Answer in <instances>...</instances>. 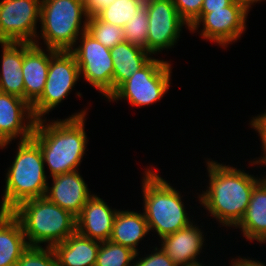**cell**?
<instances>
[{
    "mask_svg": "<svg viewBox=\"0 0 266 266\" xmlns=\"http://www.w3.org/2000/svg\"><path fill=\"white\" fill-rule=\"evenodd\" d=\"M238 257V258H237ZM234 260L239 266H266L265 263L260 262L259 260H254V258H245L237 256Z\"/></svg>",
    "mask_w": 266,
    "mask_h": 266,
    "instance_id": "836d02e7",
    "label": "cell"
},
{
    "mask_svg": "<svg viewBox=\"0 0 266 266\" xmlns=\"http://www.w3.org/2000/svg\"><path fill=\"white\" fill-rule=\"evenodd\" d=\"M251 125V128L253 127L255 131H257L258 136H260V140H261V146H262V151L264 152L262 155L260 156V158L258 157V159L254 158L252 160L251 166L254 165H262L266 164V110L265 112L261 113L260 115H257L255 117H253L249 123ZM255 160V161H254Z\"/></svg>",
    "mask_w": 266,
    "mask_h": 266,
    "instance_id": "4dcf8cb0",
    "label": "cell"
},
{
    "mask_svg": "<svg viewBox=\"0 0 266 266\" xmlns=\"http://www.w3.org/2000/svg\"><path fill=\"white\" fill-rule=\"evenodd\" d=\"M237 228L248 241L266 243V175L252 190L247 210Z\"/></svg>",
    "mask_w": 266,
    "mask_h": 266,
    "instance_id": "ac0fdd59",
    "label": "cell"
},
{
    "mask_svg": "<svg viewBox=\"0 0 266 266\" xmlns=\"http://www.w3.org/2000/svg\"><path fill=\"white\" fill-rule=\"evenodd\" d=\"M80 38V39H79ZM70 52L75 56L83 77L90 85L108 98L113 93L114 65L109 48L102 45L87 31L82 33Z\"/></svg>",
    "mask_w": 266,
    "mask_h": 266,
    "instance_id": "9c48e42d",
    "label": "cell"
},
{
    "mask_svg": "<svg viewBox=\"0 0 266 266\" xmlns=\"http://www.w3.org/2000/svg\"><path fill=\"white\" fill-rule=\"evenodd\" d=\"M41 0H0V42L35 43Z\"/></svg>",
    "mask_w": 266,
    "mask_h": 266,
    "instance_id": "8fae6325",
    "label": "cell"
},
{
    "mask_svg": "<svg viewBox=\"0 0 266 266\" xmlns=\"http://www.w3.org/2000/svg\"><path fill=\"white\" fill-rule=\"evenodd\" d=\"M87 32L109 49L124 41L122 27L106 23L96 15L89 17Z\"/></svg>",
    "mask_w": 266,
    "mask_h": 266,
    "instance_id": "484cf974",
    "label": "cell"
},
{
    "mask_svg": "<svg viewBox=\"0 0 266 266\" xmlns=\"http://www.w3.org/2000/svg\"><path fill=\"white\" fill-rule=\"evenodd\" d=\"M88 19L84 0H41V30L34 44L39 45L42 39L46 48L70 51L87 31Z\"/></svg>",
    "mask_w": 266,
    "mask_h": 266,
    "instance_id": "8992f818",
    "label": "cell"
},
{
    "mask_svg": "<svg viewBox=\"0 0 266 266\" xmlns=\"http://www.w3.org/2000/svg\"><path fill=\"white\" fill-rule=\"evenodd\" d=\"M2 48L0 92L24 99L23 42H0Z\"/></svg>",
    "mask_w": 266,
    "mask_h": 266,
    "instance_id": "ffe728a7",
    "label": "cell"
},
{
    "mask_svg": "<svg viewBox=\"0 0 266 266\" xmlns=\"http://www.w3.org/2000/svg\"><path fill=\"white\" fill-rule=\"evenodd\" d=\"M148 12V52L153 56L172 49L179 41L180 33L187 24L180 18L172 0H145Z\"/></svg>",
    "mask_w": 266,
    "mask_h": 266,
    "instance_id": "7c38bea8",
    "label": "cell"
},
{
    "mask_svg": "<svg viewBox=\"0 0 266 266\" xmlns=\"http://www.w3.org/2000/svg\"><path fill=\"white\" fill-rule=\"evenodd\" d=\"M28 247L20 221L11 212H0V266H16Z\"/></svg>",
    "mask_w": 266,
    "mask_h": 266,
    "instance_id": "44dd1931",
    "label": "cell"
},
{
    "mask_svg": "<svg viewBox=\"0 0 266 266\" xmlns=\"http://www.w3.org/2000/svg\"><path fill=\"white\" fill-rule=\"evenodd\" d=\"M52 187H47L45 197L77 217L91 194L79 170L55 175Z\"/></svg>",
    "mask_w": 266,
    "mask_h": 266,
    "instance_id": "5bb4252c",
    "label": "cell"
},
{
    "mask_svg": "<svg viewBox=\"0 0 266 266\" xmlns=\"http://www.w3.org/2000/svg\"><path fill=\"white\" fill-rule=\"evenodd\" d=\"M172 64L153 57L139 71L123 82L108 98L109 102L127 100L132 106H149L160 101L169 91Z\"/></svg>",
    "mask_w": 266,
    "mask_h": 266,
    "instance_id": "52a82bcc",
    "label": "cell"
},
{
    "mask_svg": "<svg viewBox=\"0 0 266 266\" xmlns=\"http://www.w3.org/2000/svg\"><path fill=\"white\" fill-rule=\"evenodd\" d=\"M41 44L23 42L24 100L30 106L44 91L50 65V49L45 48V51Z\"/></svg>",
    "mask_w": 266,
    "mask_h": 266,
    "instance_id": "2e32d148",
    "label": "cell"
},
{
    "mask_svg": "<svg viewBox=\"0 0 266 266\" xmlns=\"http://www.w3.org/2000/svg\"><path fill=\"white\" fill-rule=\"evenodd\" d=\"M16 266H58V263L52 247L29 246Z\"/></svg>",
    "mask_w": 266,
    "mask_h": 266,
    "instance_id": "83f0119b",
    "label": "cell"
},
{
    "mask_svg": "<svg viewBox=\"0 0 266 266\" xmlns=\"http://www.w3.org/2000/svg\"><path fill=\"white\" fill-rule=\"evenodd\" d=\"M192 222L189 226L161 238L160 247L177 266L201 264L198 255L206 240L204 231ZM203 231V232H202ZM204 233V234H203Z\"/></svg>",
    "mask_w": 266,
    "mask_h": 266,
    "instance_id": "9a60e30c",
    "label": "cell"
},
{
    "mask_svg": "<svg viewBox=\"0 0 266 266\" xmlns=\"http://www.w3.org/2000/svg\"><path fill=\"white\" fill-rule=\"evenodd\" d=\"M11 213L20 221L29 246L53 247L76 231V217L46 197L26 200Z\"/></svg>",
    "mask_w": 266,
    "mask_h": 266,
    "instance_id": "5b68a950",
    "label": "cell"
},
{
    "mask_svg": "<svg viewBox=\"0 0 266 266\" xmlns=\"http://www.w3.org/2000/svg\"><path fill=\"white\" fill-rule=\"evenodd\" d=\"M208 186L198 201L224 227H236L242 220L252 190L263 178L207 158Z\"/></svg>",
    "mask_w": 266,
    "mask_h": 266,
    "instance_id": "6da1fadb",
    "label": "cell"
},
{
    "mask_svg": "<svg viewBox=\"0 0 266 266\" xmlns=\"http://www.w3.org/2000/svg\"><path fill=\"white\" fill-rule=\"evenodd\" d=\"M180 18L190 28L199 18L203 0H172Z\"/></svg>",
    "mask_w": 266,
    "mask_h": 266,
    "instance_id": "f1b7e54d",
    "label": "cell"
},
{
    "mask_svg": "<svg viewBox=\"0 0 266 266\" xmlns=\"http://www.w3.org/2000/svg\"><path fill=\"white\" fill-rule=\"evenodd\" d=\"M80 78L75 56L70 51L50 49V65L45 88L40 98L31 106L36 120L45 119L46 114L59 106L72 92Z\"/></svg>",
    "mask_w": 266,
    "mask_h": 266,
    "instance_id": "ba28073f",
    "label": "cell"
},
{
    "mask_svg": "<svg viewBox=\"0 0 266 266\" xmlns=\"http://www.w3.org/2000/svg\"><path fill=\"white\" fill-rule=\"evenodd\" d=\"M14 160L5 174V189L0 212H11L20 203L45 197L48 187L44 159L32 139L19 141Z\"/></svg>",
    "mask_w": 266,
    "mask_h": 266,
    "instance_id": "3957f363",
    "label": "cell"
},
{
    "mask_svg": "<svg viewBox=\"0 0 266 266\" xmlns=\"http://www.w3.org/2000/svg\"><path fill=\"white\" fill-rule=\"evenodd\" d=\"M36 119L31 106L21 97L0 92V149L20 138L32 137Z\"/></svg>",
    "mask_w": 266,
    "mask_h": 266,
    "instance_id": "4fadbf2b",
    "label": "cell"
},
{
    "mask_svg": "<svg viewBox=\"0 0 266 266\" xmlns=\"http://www.w3.org/2000/svg\"><path fill=\"white\" fill-rule=\"evenodd\" d=\"M249 12L236 0L222 9L212 10L209 13H201L199 18L189 28L190 32L199 31L202 39L215 42L221 47L237 42L246 31V22Z\"/></svg>",
    "mask_w": 266,
    "mask_h": 266,
    "instance_id": "30bf717a",
    "label": "cell"
},
{
    "mask_svg": "<svg viewBox=\"0 0 266 266\" xmlns=\"http://www.w3.org/2000/svg\"><path fill=\"white\" fill-rule=\"evenodd\" d=\"M154 251L151 252V254H147L142 258L138 257L139 253H136L135 257V265L136 266H177L174 262L171 261L169 256L164 252V250L157 246L153 247ZM138 258V260H137Z\"/></svg>",
    "mask_w": 266,
    "mask_h": 266,
    "instance_id": "f546056e",
    "label": "cell"
},
{
    "mask_svg": "<svg viewBox=\"0 0 266 266\" xmlns=\"http://www.w3.org/2000/svg\"><path fill=\"white\" fill-rule=\"evenodd\" d=\"M100 242L75 231L65 241L55 244L58 266H95Z\"/></svg>",
    "mask_w": 266,
    "mask_h": 266,
    "instance_id": "d6986e66",
    "label": "cell"
},
{
    "mask_svg": "<svg viewBox=\"0 0 266 266\" xmlns=\"http://www.w3.org/2000/svg\"><path fill=\"white\" fill-rule=\"evenodd\" d=\"M146 168L142 178L143 212L149 232L161 239L189 226L193 221L186 213L180 191L163 179L154 169ZM192 220V221H191Z\"/></svg>",
    "mask_w": 266,
    "mask_h": 266,
    "instance_id": "277c9868",
    "label": "cell"
},
{
    "mask_svg": "<svg viewBox=\"0 0 266 266\" xmlns=\"http://www.w3.org/2000/svg\"><path fill=\"white\" fill-rule=\"evenodd\" d=\"M149 233L144 212L119 209L114 219L109 241L139 253L138 244Z\"/></svg>",
    "mask_w": 266,
    "mask_h": 266,
    "instance_id": "7402d4cb",
    "label": "cell"
},
{
    "mask_svg": "<svg viewBox=\"0 0 266 266\" xmlns=\"http://www.w3.org/2000/svg\"><path fill=\"white\" fill-rule=\"evenodd\" d=\"M115 0H84L85 10L88 16L96 15Z\"/></svg>",
    "mask_w": 266,
    "mask_h": 266,
    "instance_id": "1f68e13d",
    "label": "cell"
},
{
    "mask_svg": "<svg viewBox=\"0 0 266 266\" xmlns=\"http://www.w3.org/2000/svg\"><path fill=\"white\" fill-rule=\"evenodd\" d=\"M242 7H244L248 12L251 11L252 5L257 2H262L265 0H236Z\"/></svg>",
    "mask_w": 266,
    "mask_h": 266,
    "instance_id": "e575fe53",
    "label": "cell"
},
{
    "mask_svg": "<svg viewBox=\"0 0 266 266\" xmlns=\"http://www.w3.org/2000/svg\"><path fill=\"white\" fill-rule=\"evenodd\" d=\"M144 3L145 0H115L98 12L96 16L106 23L123 28Z\"/></svg>",
    "mask_w": 266,
    "mask_h": 266,
    "instance_id": "cb8c5ba5",
    "label": "cell"
},
{
    "mask_svg": "<svg viewBox=\"0 0 266 266\" xmlns=\"http://www.w3.org/2000/svg\"><path fill=\"white\" fill-rule=\"evenodd\" d=\"M234 0H203L201 13H209L212 10L222 9L229 6Z\"/></svg>",
    "mask_w": 266,
    "mask_h": 266,
    "instance_id": "d6a6232c",
    "label": "cell"
},
{
    "mask_svg": "<svg viewBox=\"0 0 266 266\" xmlns=\"http://www.w3.org/2000/svg\"><path fill=\"white\" fill-rule=\"evenodd\" d=\"M230 264H231V266H239V265L237 264V262L234 260V258H232Z\"/></svg>",
    "mask_w": 266,
    "mask_h": 266,
    "instance_id": "d590c367",
    "label": "cell"
},
{
    "mask_svg": "<svg viewBox=\"0 0 266 266\" xmlns=\"http://www.w3.org/2000/svg\"><path fill=\"white\" fill-rule=\"evenodd\" d=\"M86 116L84 109L62 120H36L31 138L39 145L51 177L79 170L88 144Z\"/></svg>",
    "mask_w": 266,
    "mask_h": 266,
    "instance_id": "7a4b0ae2",
    "label": "cell"
},
{
    "mask_svg": "<svg viewBox=\"0 0 266 266\" xmlns=\"http://www.w3.org/2000/svg\"><path fill=\"white\" fill-rule=\"evenodd\" d=\"M113 59V92L153 57L145 49L123 41L110 49Z\"/></svg>",
    "mask_w": 266,
    "mask_h": 266,
    "instance_id": "603a6c76",
    "label": "cell"
},
{
    "mask_svg": "<svg viewBox=\"0 0 266 266\" xmlns=\"http://www.w3.org/2000/svg\"><path fill=\"white\" fill-rule=\"evenodd\" d=\"M117 209H111L102 198L93 194L76 217V231L92 240H109Z\"/></svg>",
    "mask_w": 266,
    "mask_h": 266,
    "instance_id": "e0dca14e",
    "label": "cell"
},
{
    "mask_svg": "<svg viewBox=\"0 0 266 266\" xmlns=\"http://www.w3.org/2000/svg\"><path fill=\"white\" fill-rule=\"evenodd\" d=\"M135 257L132 249L107 240L100 242L95 266H134Z\"/></svg>",
    "mask_w": 266,
    "mask_h": 266,
    "instance_id": "d4e9b609",
    "label": "cell"
},
{
    "mask_svg": "<svg viewBox=\"0 0 266 266\" xmlns=\"http://www.w3.org/2000/svg\"><path fill=\"white\" fill-rule=\"evenodd\" d=\"M193 266H205V264L203 265V264L201 263V264H197V265H193Z\"/></svg>",
    "mask_w": 266,
    "mask_h": 266,
    "instance_id": "8d00e7d4",
    "label": "cell"
},
{
    "mask_svg": "<svg viewBox=\"0 0 266 266\" xmlns=\"http://www.w3.org/2000/svg\"><path fill=\"white\" fill-rule=\"evenodd\" d=\"M124 41L139 46L148 52V12L143 4L137 14L123 27Z\"/></svg>",
    "mask_w": 266,
    "mask_h": 266,
    "instance_id": "4316f807",
    "label": "cell"
}]
</instances>
